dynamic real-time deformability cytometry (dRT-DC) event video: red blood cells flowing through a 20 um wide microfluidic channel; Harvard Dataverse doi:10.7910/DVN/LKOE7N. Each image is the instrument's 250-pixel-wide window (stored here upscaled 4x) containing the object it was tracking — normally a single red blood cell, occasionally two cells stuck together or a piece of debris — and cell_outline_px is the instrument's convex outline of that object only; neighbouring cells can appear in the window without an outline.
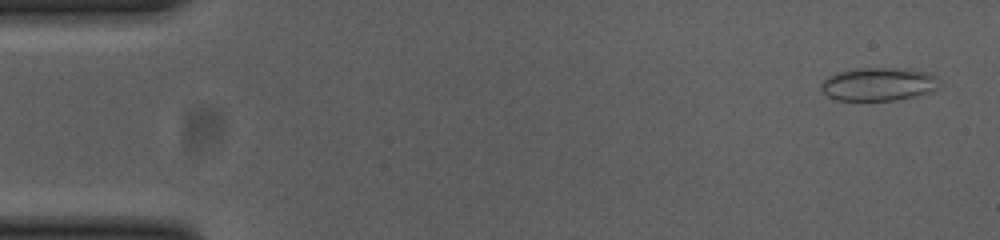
{"species": "common noctule bat (a hibernating species)", "species_latin": "Nyctalus noctula", "temperature_condition": "cold", "stored_images_in_passage": 54, "camera_frame_rate_fps": 3000, "um_per_image_px": 0.085, "animal": {"sex": "female", "body_mass_g": 23.0, "forearm_length_mm": 53.4}, "frame": {"image": 1, "passage_image": 2, "time_ms": 0.333, "image_size_px": [1000, 240], "cell_outline_px": [[940, 88], [916, 96], [896, 100], [836, 100], [828, 96], [820, 88], [820, 84], [828, 76], [840, 72], [856, 68], [912, 68], [932, 72], [936, 76]], "centroid_in_image_um": [74.72, 7.14], "position_along_channel_um": 10.3, "area_um2": 23.18}}
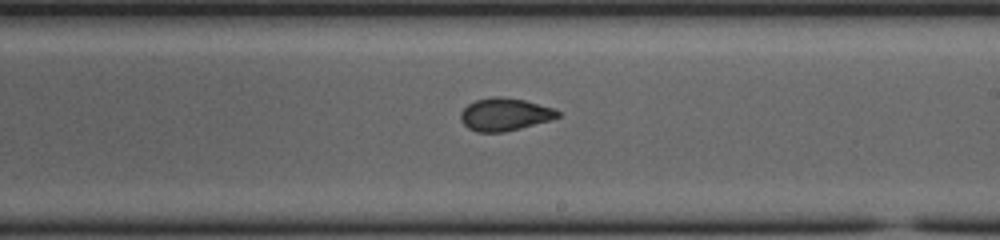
{"frame": {"image": 2, "passage_image": 31, "time_ms": 10.0, "image_size_px": [1000, 240], "cell_outline_px": [[560, 116], [548, 120], [520, 128], [504, 132], [476, 132], [468, 128], [460, 120], [460, 112], [468, 104], [476, 100], [496, 96], [500, 96], [524, 100], [552, 108], [560, 112]], "centroid_in_image_um": [42.85, 9.72], "position_along_channel_um": 246.1, "area_um2": 18.26}}
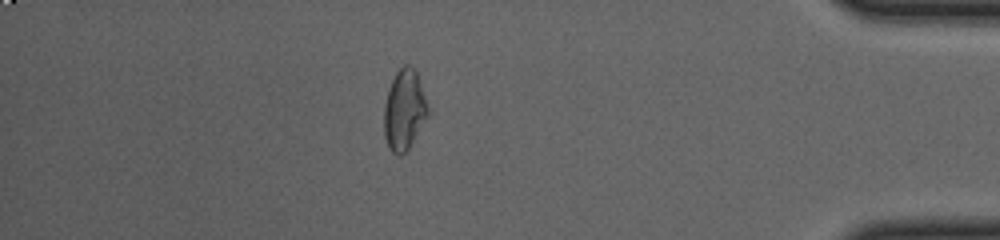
{"frame": {"image": 3, "passage_image": 47, "time_ms": 15.333, "image_size_px": [1000, 240], "cell_outline_px": [[432, 112], [408, 148], [400, 156], [396, 156], [392, 152], [384, 136], [384, 104], [388, 88], [396, 72], [404, 64], [408, 64], [416, 72]], "centroid_in_image_um": [34.39, 9.34], "position_along_channel_um": 400.8, "area_um2": 20.87}, "authors_computed_cell_mechanics": {"area_um2": 19.1607, "velocity_mm_per_s": 3.7115, "shape_relaxation_time_tau1_ms": null, "shape_relaxation_time_tau2_ms": 1.0181, "deformation_change_tau1": null, "deformation_change_tau2": 0.0488}}